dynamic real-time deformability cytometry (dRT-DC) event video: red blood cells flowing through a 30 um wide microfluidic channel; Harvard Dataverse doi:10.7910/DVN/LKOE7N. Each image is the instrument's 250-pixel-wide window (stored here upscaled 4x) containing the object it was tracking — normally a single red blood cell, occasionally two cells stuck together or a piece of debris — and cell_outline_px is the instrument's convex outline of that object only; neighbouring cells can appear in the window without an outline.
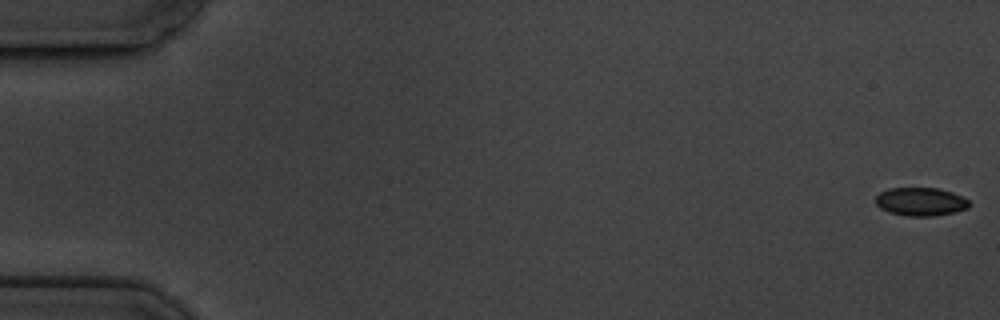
{"species": "common noctule bat (a hibernating species)", "species_latin": "Nyctalus noctula", "temperature_condition": "cold", "stored_images_in_passage": 6, "camera_frame_rate_fps": 3000, "um_per_image_px": 0.085, "animal": {"sex": "male", "body_mass_g": 19.5, "forearm_length_mm": 54.6}, "frame": {"image": 1, "passage_image": 1, "time_ms": 0.0, "image_size_px": [1000, 320], "cell_outline_px": [[968, 208], [956, 212], [932, 216], [908, 216], [888, 212], [880, 208], [876, 204], [876, 196], [880, 192], [888, 188], [936, 188], [952, 192], [968, 200]], "centroid_in_image_um": [78.23, 17.14], "position_along_channel_um": 6.8, "area_um2": 15.37}}
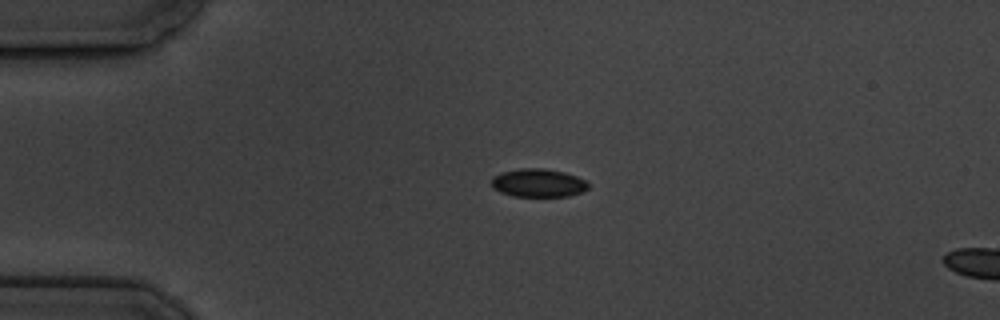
{"frame": {"image": 2, "passage_image": 5, "time_ms": 4.333, "image_size_px": [1000, 320], "cell_outline_px": [[588, 188], [584, 192], [568, 196], [512, 196], [500, 192], [492, 188], [492, 176], [500, 172], [520, 168], [544, 168], [564, 172], [576, 176], [584, 180], [588, 184]], "centroid_in_image_um": [45.72, 15.54], "position_along_channel_um": 39.3, "area_um2": 16.07}}